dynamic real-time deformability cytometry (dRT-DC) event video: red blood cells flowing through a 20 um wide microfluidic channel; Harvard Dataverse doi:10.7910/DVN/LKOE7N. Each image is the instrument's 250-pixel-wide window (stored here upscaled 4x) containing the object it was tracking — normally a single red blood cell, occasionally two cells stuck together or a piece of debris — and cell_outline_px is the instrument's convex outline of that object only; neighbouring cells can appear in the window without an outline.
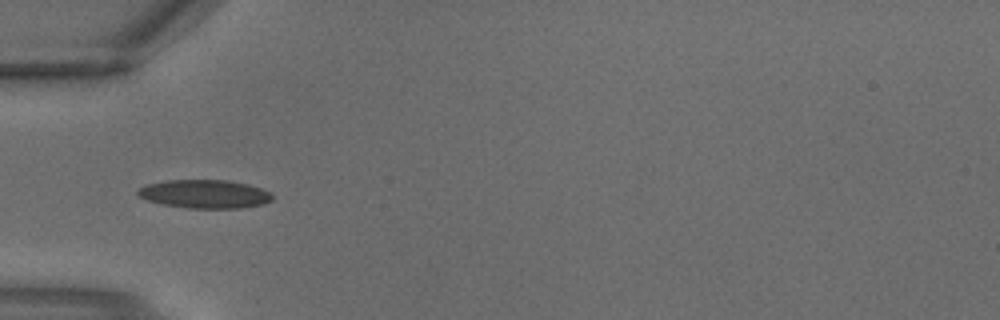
{"species": "common noctule bat (a hibernating species)", "species_latin": "Nyctalus noctula", "temperature_condition": "warm", "stored_images_in_passage": 2, "camera_frame_rate_fps": 3000, "um_per_image_px": 0.085, "animal": {"sex": "male", "body_mass_g": 18.8}, "frame": {"image": 1, "passage_image": 2, "time_ms": 0.333, "image_size_px": [1000, 320], "cell_outline_px": [[272, 200], [264, 204], [240, 208], [188, 208], [164, 204], [148, 200], [136, 196], [136, 188], [148, 184], [164, 180], [228, 180], [248, 184], [272, 192]], "centroid_in_image_um": [17.38, 16.48], "position_along_channel_um": 67.6, "area_um2": 22.48}}